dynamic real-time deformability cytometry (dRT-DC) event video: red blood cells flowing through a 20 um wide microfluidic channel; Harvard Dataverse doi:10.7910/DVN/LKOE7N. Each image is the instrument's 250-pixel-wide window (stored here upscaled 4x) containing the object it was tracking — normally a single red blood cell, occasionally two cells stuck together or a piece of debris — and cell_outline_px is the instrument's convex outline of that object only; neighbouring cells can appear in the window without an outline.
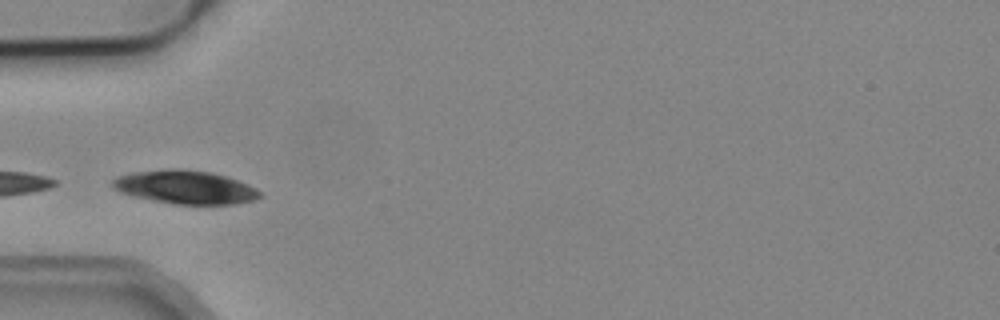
{"species": "common noctule bat (a hibernating species)", "species_latin": "Nyctalus noctula", "temperature_condition": "cold", "stored_images_in_passage": 3, "camera_frame_rate_fps": 3000, "um_per_image_px": 0.085, "animal": {"sex": "male", "body_mass_g": 19.2, "forearm_length_mm": 51.8}, "frame": {"image": 1, "passage_image": 3, "time_ms": 0.667, "image_size_px": [1000, 320], "cell_outline_px": [[260, 196], [252, 200], [232, 204], [172, 204], [132, 196], [120, 192], [112, 188], [112, 180], [120, 176], [132, 172], [172, 168], [180, 168], [212, 172], [248, 184], [260, 192]], "centroid_in_image_um": [15.69, 15.9], "position_along_channel_um": 69.3, "area_um2": 28.55}}